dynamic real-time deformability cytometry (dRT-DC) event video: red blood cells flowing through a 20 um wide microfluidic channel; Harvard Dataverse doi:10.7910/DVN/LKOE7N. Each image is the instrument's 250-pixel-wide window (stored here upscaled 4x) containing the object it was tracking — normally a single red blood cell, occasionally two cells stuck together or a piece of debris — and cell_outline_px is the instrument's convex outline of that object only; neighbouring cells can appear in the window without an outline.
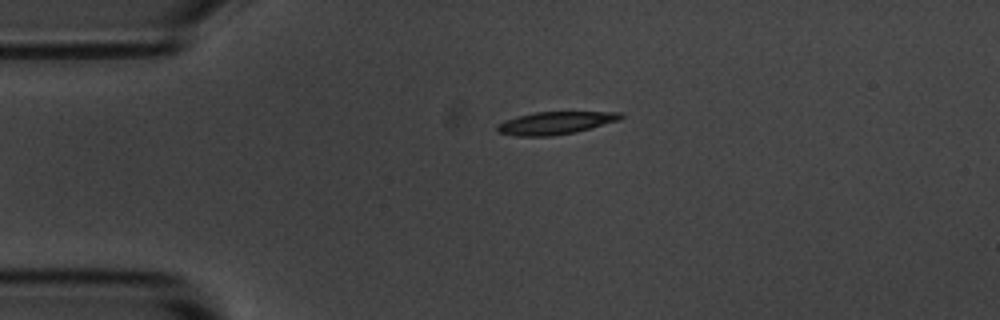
{"species": "common noctule bat (a hibernating species)", "species_latin": "Nyctalus noctula", "temperature_condition": "room temperature", "stored_images_in_passage": 45, "camera_frame_rate_fps": 3000, "um_per_image_px": 0.085, "animal": {"sex": "male", "body_mass_g": 20.1, "forearm_length_mm": 53.5}, "frame": {"image": 1, "passage_image": 1, "time_ms": 0.0, "image_size_px": [1000, 320], "cell_outline_px": [[624, 116], [620, 120], [576, 132], [552, 136], [516, 136], [496, 132], [496, 128], [504, 120], [516, 116], [536, 112], [620, 112]], "centroid_in_image_um": [47.19, 10.45], "position_along_channel_um": 37.8, "area_um2": 16.3}}
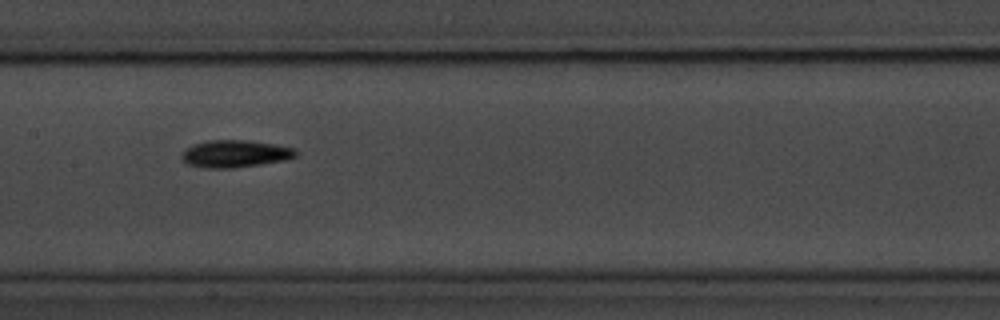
{"frame": {"image": 2, "passage_image": 16, "time_ms": 5.0, "image_size_px": [1000, 320], "cell_outline_px": [[300, 152], [296, 156], [284, 160], [260, 164], [232, 168], [208, 168], [188, 164], [180, 156], [192, 144], [204, 140], [244, 140], [276, 144], [296, 148]], "centroid_in_image_um": [20.02, 13.05], "position_along_channel_um": 187.4, "area_um2": 18.15}}
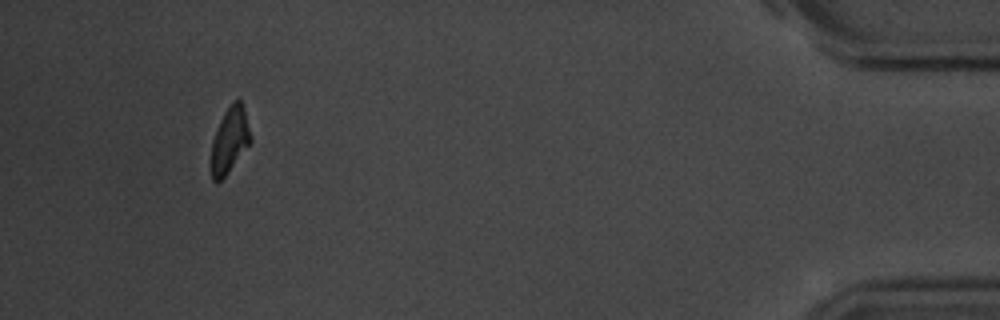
{"frame": {"image": 3, "passage_image": 41, "time_ms": 13.333, "image_size_px": [1000, 320], "cell_outline_px": [[252, 140], [228, 172], [220, 180], [212, 180], [212, 140], [220, 120], [224, 112], [232, 100], [240, 100], [244, 108], [252, 136]], "centroid_in_image_um": [19.55, 11.85], "position_along_channel_um": 415.7, "area_um2": 14.8}, "authors_computed_cell_mechanics": {"area_um2": 16.4152, "velocity_mm_per_s": 3.5658, "shape_relaxation_time_tau1_ms": 2.3231, "shape_relaxation_time_tau2_ms": 5.8485, "deformation_change_tau1": 0.1357, "deformation_change_tau2": 0.1256}}